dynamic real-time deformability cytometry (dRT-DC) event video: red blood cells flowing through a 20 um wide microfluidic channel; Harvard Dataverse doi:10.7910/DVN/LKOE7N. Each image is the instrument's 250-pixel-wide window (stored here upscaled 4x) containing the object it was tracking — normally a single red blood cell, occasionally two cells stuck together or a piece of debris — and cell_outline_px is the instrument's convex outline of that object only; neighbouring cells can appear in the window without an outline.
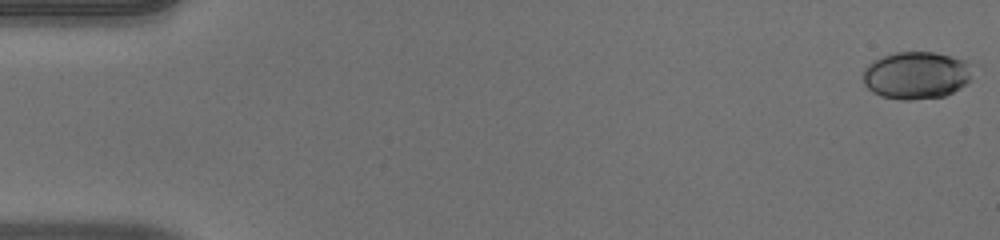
{"species": "human", "species_latin": "Homo sapiens", "temperature_condition": "warm", "stored_images_in_passage": 52, "camera_frame_rate_fps": 3000, "um_per_image_px": 0.085, "donor": {"sex": "male"}, "frame": {"image": 1, "passage_image": 1, "time_ms": 0.0, "image_size_px": [1000, 240], "cell_outline_px": [[968, 80], [960, 88], [944, 96], [912, 100], [900, 100], [880, 96], [872, 92], [864, 84], [864, 68], [872, 60], [896, 52], [932, 52], [964, 60], [968, 72]], "centroid_in_image_um": [77.78, 6.41], "position_along_channel_um": 7.2, "area_um2": 29.71}}
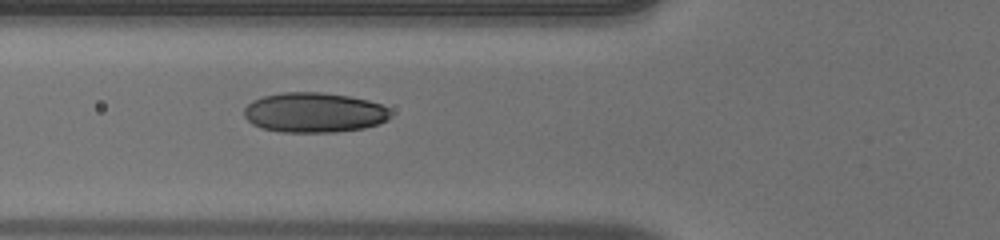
{"frame": {"image": 2, "passage_image": 20, "time_ms": 6.333, "image_size_px": [1000, 240], "cell_outline_px": [[392, 116], [388, 120], [380, 124], [364, 128], [336, 132], [280, 132], [260, 128], [252, 124], [244, 116], [244, 108], [252, 100], [264, 96], [280, 92], [320, 92], [348, 96], [368, 100], [380, 104], [388, 108]], "centroid_in_image_um": [26.7, 9.57], "position_along_channel_um": 99.1, "area_um2": 34.39}}
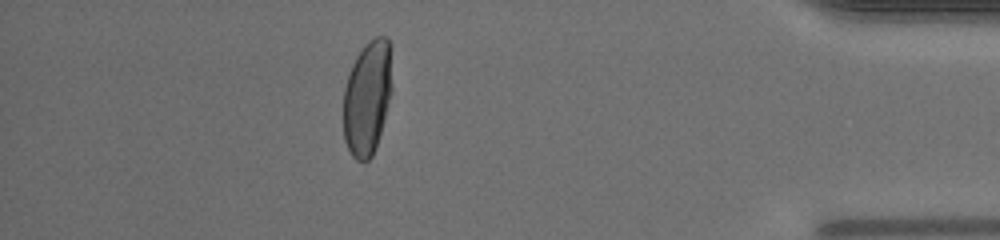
{"frame": {"image": 3, "passage_image": 46, "time_ms": 15.0, "image_size_px": [1000, 240], "cell_outline_px": [[392, 92], [384, 120], [372, 156], [364, 164], [356, 160], [352, 156], [344, 140], [344, 88], [348, 72], [356, 56], [364, 44], [368, 40], [376, 36], [388, 36], [392, 84]], "centroid_in_image_um": [31.21, 8.3], "position_along_channel_um": 404.0, "area_um2": 32.66}, "authors_computed_cell_mechanics": {"area_um2": 32.8015, "velocity_mm_per_s": 4.0237, "shape_relaxation_time_tau1_ms": 5.5154, "shape_relaxation_time_tau2_ms": null, "deformation_change_tau1": 0.2368, "deformation_change_tau2": null}}